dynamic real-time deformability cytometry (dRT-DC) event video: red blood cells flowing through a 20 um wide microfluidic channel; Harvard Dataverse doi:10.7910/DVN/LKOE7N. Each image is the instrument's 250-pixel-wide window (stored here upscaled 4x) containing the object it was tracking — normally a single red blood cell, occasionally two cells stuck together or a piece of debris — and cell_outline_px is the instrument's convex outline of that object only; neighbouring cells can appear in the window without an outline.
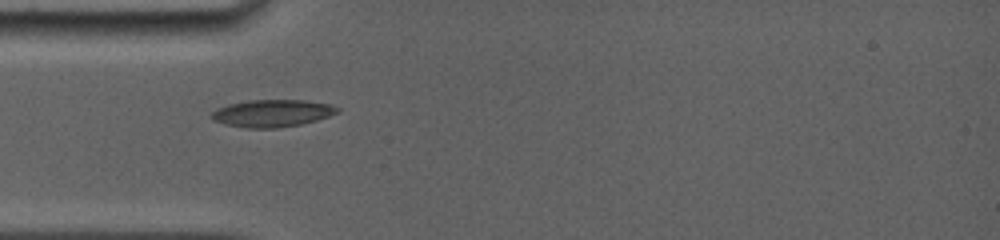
{"species": "common noctule bat (a hibernating species)", "species_latin": "Nyctalus noctula", "temperature_condition": "room temperature", "stored_images_in_passage": 11, "camera_frame_rate_fps": 5000, "um_per_image_px": 0.085, "animal": {"sex": "female", "body_mass_g": 19.0, "forearm_length_mm": 56.7}, "frame": {"image": 1, "passage_image": 1, "time_ms": 0.0, "image_size_px": [1000, 240], "cell_outline_px": [[340, 112], [316, 120], [300, 124], [276, 128], [248, 128], [224, 124], [212, 120], [208, 116], [216, 108], [228, 104], [248, 100], [304, 100], [332, 104], [340, 108]], "centroid_in_image_um": [23.11, 9.62], "position_along_channel_um": 61.9, "area_um2": 20.17}}
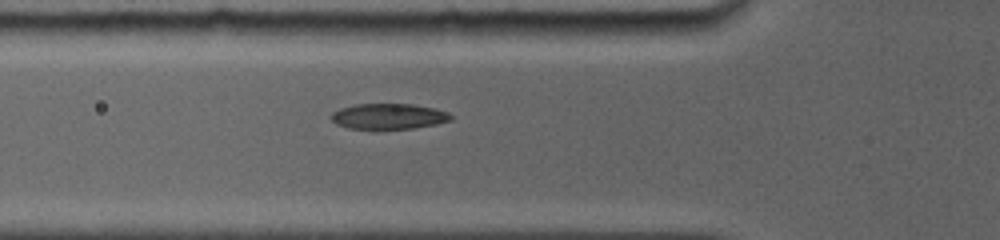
{"frame": {"image": 2, "passage_image": 8, "time_ms": 0.8, "image_size_px": [1000, 240], "cell_outline_px": [[452, 120], [436, 124], [412, 128], [348, 128], [336, 124], [328, 116], [332, 112], [340, 108], [356, 104], [412, 104], [436, 108], [448, 112], [452, 116]], "centroid_in_image_um": [33.02, 9.87], "position_along_channel_um": 92.8, "area_um2": 17.8}}